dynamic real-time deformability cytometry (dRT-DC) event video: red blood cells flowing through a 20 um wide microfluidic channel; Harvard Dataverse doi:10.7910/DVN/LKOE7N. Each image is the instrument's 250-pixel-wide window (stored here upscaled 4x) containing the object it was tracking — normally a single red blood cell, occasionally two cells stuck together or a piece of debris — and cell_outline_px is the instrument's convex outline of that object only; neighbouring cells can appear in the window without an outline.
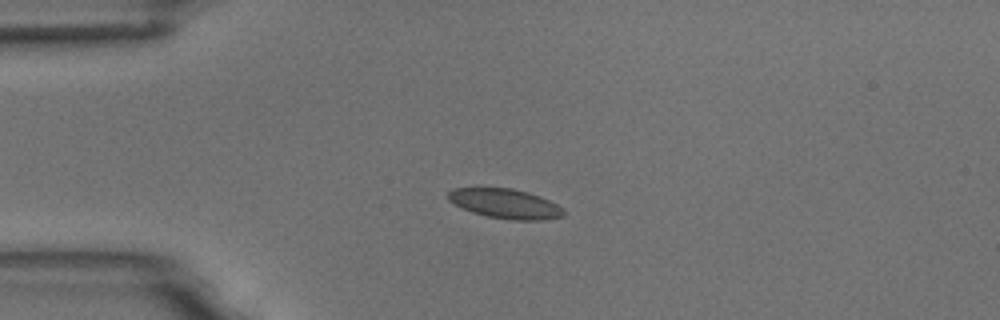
{"species": "common noctule bat (a hibernating species)", "species_latin": "Nyctalus noctula", "temperature_condition": "room temperature", "stored_images_in_passage": 4, "camera_frame_rate_fps": 3000, "um_per_image_px": 0.085, "animal": {"sex": "male", "body_mass_g": 18.8}, "frame": {"image": 1, "passage_image": 3, "time_ms": 2.333, "image_size_px": [1000, 320], "cell_outline_px": [[564, 216], [540, 220], [512, 220], [488, 216], [472, 212], [448, 200], [448, 192], [452, 188], [512, 188], [528, 192], [540, 196], [564, 208]], "centroid_in_image_um": [42.96, 17.3], "position_along_channel_um": 42.0, "area_um2": 19.77}}